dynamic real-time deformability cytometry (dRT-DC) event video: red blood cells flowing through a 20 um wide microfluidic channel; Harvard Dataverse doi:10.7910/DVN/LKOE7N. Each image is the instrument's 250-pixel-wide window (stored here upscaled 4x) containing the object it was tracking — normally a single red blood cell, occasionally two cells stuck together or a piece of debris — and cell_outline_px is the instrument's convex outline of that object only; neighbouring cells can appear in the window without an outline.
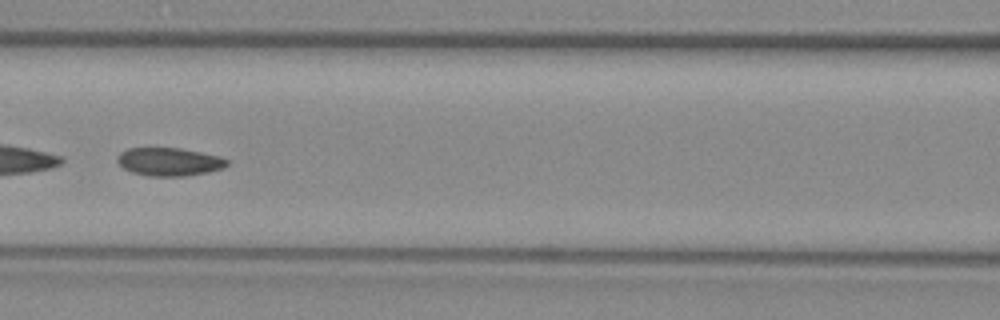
{"species": "common noctule bat (a hibernating species)", "species_latin": "Nyctalus noctula", "temperature_condition": "warm", "stored_images_in_passage": 49, "segment_of_instrument_passage": [2, 2], "camera_frame_rate_fps": 3000, "um_per_image_px": 0.085, "animal": {"sex": "female", "body_mass_g": 29.2, "forearm_length_mm": 56.3}, "frame": {"image": 1, "passage_image": 22, "time_ms": 7.0, "image_size_px": [1000, 320], "cell_outline_px": [[228, 164], [220, 168], [208, 172], [188, 176], [148, 176], [132, 172], [124, 168], [116, 160], [116, 156], [120, 152], [128, 148], [180, 148], [220, 156], [228, 160]], "centroid_in_image_um": [14.35, 13.75], "position_along_channel_um": 152.2, "area_um2": 17.98}}
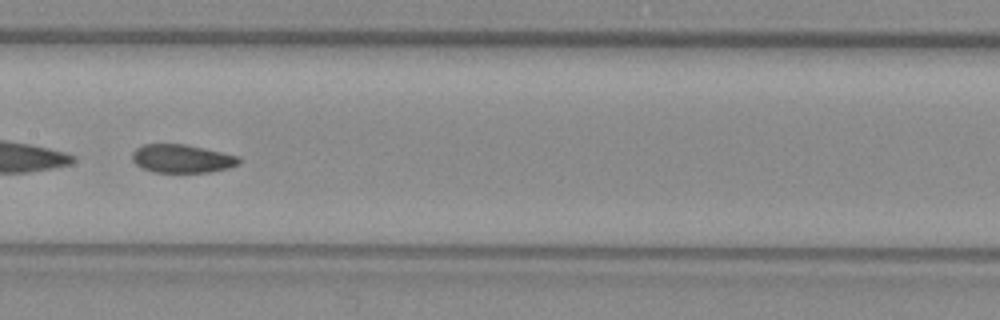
{"frame": {"image": 2, "passage_image": 25, "time_ms": 8.0, "image_size_px": [1000, 320], "cell_outline_px": [[240, 164], [228, 168], [212, 172], [152, 172], [136, 164], [132, 160], [132, 152], [136, 148], [144, 144], [184, 144], [204, 148], [240, 156]], "centroid_in_image_um": [15.48, 13.48], "position_along_channel_um": 191.9, "area_um2": 17.69}}
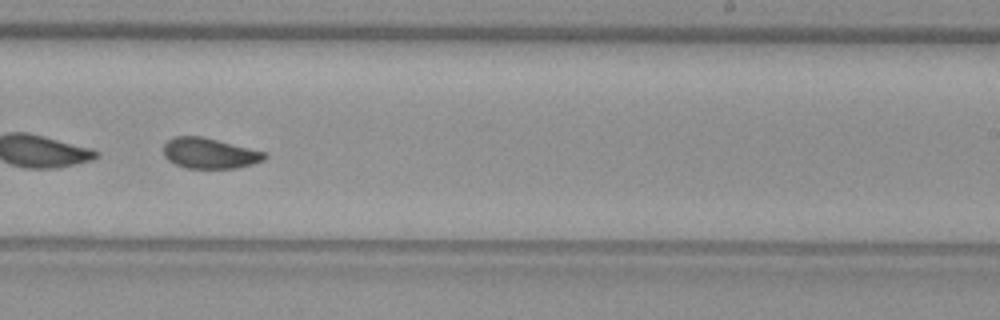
{"frame": {"image": 3, "passage_image": 31, "time_ms": 10.0, "image_size_px": [1000, 320], "cell_outline_px": [[268, 156], [264, 160], [252, 164], [236, 168], [184, 168], [168, 160], [164, 156], [164, 144], [168, 140], [176, 136], [200, 136], [268, 152]], "centroid_in_image_um": [17.84, 13.03], "position_along_channel_um": 271.2, "area_um2": 18.03}}